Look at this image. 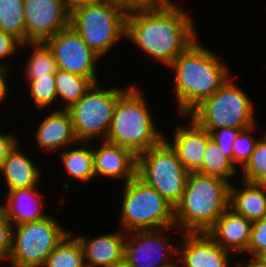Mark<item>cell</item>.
I'll return each instance as SVG.
<instances>
[{"mask_svg":"<svg viewBox=\"0 0 266 267\" xmlns=\"http://www.w3.org/2000/svg\"><path fill=\"white\" fill-rule=\"evenodd\" d=\"M232 78L189 114L209 133L220 128L245 130L256 124L253 101Z\"/></svg>","mask_w":266,"mask_h":267,"instance_id":"obj_7","label":"cell"},{"mask_svg":"<svg viewBox=\"0 0 266 267\" xmlns=\"http://www.w3.org/2000/svg\"><path fill=\"white\" fill-rule=\"evenodd\" d=\"M230 186L222 178L190 172L181 201L174 207L178 232L207 233L229 208Z\"/></svg>","mask_w":266,"mask_h":267,"instance_id":"obj_3","label":"cell"},{"mask_svg":"<svg viewBox=\"0 0 266 267\" xmlns=\"http://www.w3.org/2000/svg\"><path fill=\"white\" fill-rule=\"evenodd\" d=\"M167 267H179L178 262L176 261L173 265Z\"/></svg>","mask_w":266,"mask_h":267,"instance_id":"obj_44","label":"cell"},{"mask_svg":"<svg viewBox=\"0 0 266 267\" xmlns=\"http://www.w3.org/2000/svg\"><path fill=\"white\" fill-rule=\"evenodd\" d=\"M92 142L78 141L75 145L60 151L59 157L66 174L74 179L84 182H91L95 179L94 158ZM74 147V148H72ZM70 149V150H69Z\"/></svg>","mask_w":266,"mask_h":267,"instance_id":"obj_23","label":"cell"},{"mask_svg":"<svg viewBox=\"0 0 266 267\" xmlns=\"http://www.w3.org/2000/svg\"><path fill=\"white\" fill-rule=\"evenodd\" d=\"M140 89L136 84L129 85L118 98L104 140L130 149L136 156L158 145L165 135L158 130L146 96Z\"/></svg>","mask_w":266,"mask_h":267,"instance_id":"obj_4","label":"cell"},{"mask_svg":"<svg viewBox=\"0 0 266 267\" xmlns=\"http://www.w3.org/2000/svg\"><path fill=\"white\" fill-rule=\"evenodd\" d=\"M240 173L245 182L260 184L266 180V132L258 138L249 160L239 169Z\"/></svg>","mask_w":266,"mask_h":267,"instance_id":"obj_29","label":"cell"},{"mask_svg":"<svg viewBox=\"0 0 266 267\" xmlns=\"http://www.w3.org/2000/svg\"><path fill=\"white\" fill-rule=\"evenodd\" d=\"M241 130L234 128H220L210 132L211 138L218 144L221 151L233 162L232 144Z\"/></svg>","mask_w":266,"mask_h":267,"instance_id":"obj_34","label":"cell"},{"mask_svg":"<svg viewBox=\"0 0 266 267\" xmlns=\"http://www.w3.org/2000/svg\"><path fill=\"white\" fill-rule=\"evenodd\" d=\"M29 88L30 96L36 110L42 111L48 109V107L58 103L57 91L55 83V75H49V77H40L37 79L26 80Z\"/></svg>","mask_w":266,"mask_h":267,"instance_id":"obj_30","label":"cell"},{"mask_svg":"<svg viewBox=\"0 0 266 267\" xmlns=\"http://www.w3.org/2000/svg\"><path fill=\"white\" fill-rule=\"evenodd\" d=\"M186 123H179L174 128L173 140L167 139L166 135L164 140L174 150L182 165L189 172H196L202 165L207 141L211 136L189 115Z\"/></svg>","mask_w":266,"mask_h":267,"instance_id":"obj_15","label":"cell"},{"mask_svg":"<svg viewBox=\"0 0 266 267\" xmlns=\"http://www.w3.org/2000/svg\"><path fill=\"white\" fill-rule=\"evenodd\" d=\"M165 227L126 233L124 260L130 267H167L177 260V248ZM172 241V242H171Z\"/></svg>","mask_w":266,"mask_h":267,"instance_id":"obj_11","label":"cell"},{"mask_svg":"<svg viewBox=\"0 0 266 267\" xmlns=\"http://www.w3.org/2000/svg\"><path fill=\"white\" fill-rule=\"evenodd\" d=\"M249 261H244L241 262V260L235 261L236 263L234 264V267H266L262 264H260L255 258H247Z\"/></svg>","mask_w":266,"mask_h":267,"instance_id":"obj_40","label":"cell"},{"mask_svg":"<svg viewBox=\"0 0 266 267\" xmlns=\"http://www.w3.org/2000/svg\"><path fill=\"white\" fill-rule=\"evenodd\" d=\"M260 264L266 266V251H262L254 257Z\"/></svg>","mask_w":266,"mask_h":267,"instance_id":"obj_41","label":"cell"},{"mask_svg":"<svg viewBox=\"0 0 266 267\" xmlns=\"http://www.w3.org/2000/svg\"><path fill=\"white\" fill-rule=\"evenodd\" d=\"M240 186H230L229 208L251 222L266 215V193L260 184L241 181Z\"/></svg>","mask_w":266,"mask_h":267,"instance_id":"obj_22","label":"cell"},{"mask_svg":"<svg viewBox=\"0 0 266 267\" xmlns=\"http://www.w3.org/2000/svg\"><path fill=\"white\" fill-rule=\"evenodd\" d=\"M177 2L126 15V41L166 68L198 38L195 22ZM196 28V29H195Z\"/></svg>","mask_w":266,"mask_h":267,"instance_id":"obj_1","label":"cell"},{"mask_svg":"<svg viewBox=\"0 0 266 267\" xmlns=\"http://www.w3.org/2000/svg\"><path fill=\"white\" fill-rule=\"evenodd\" d=\"M262 251H266V215L258 221L252 222L250 241L247 251L249 258H254Z\"/></svg>","mask_w":266,"mask_h":267,"instance_id":"obj_32","label":"cell"},{"mask_svg":"<svg viewBox=\"0 0 266 267\" xmlns=\"http://www.w3.org/2000/svg\"><path fill=\"white\" fill-rule=\"evenodd\" d=\"M196 172L203 175L219 177L232 183L230 180L237 175V172L239 173V170L233 162L224 155L218 144L210 138L207 141L202 165Z\"/></svg>","mask_w":266,"mask_h":267,"instance_id":"obj_26","label":"cell"},{"mask_svg":"<svg viewBox=\"0 0 266 267\" xmlns=\"http://www.w3.org/2000/svg\"><path fill=\"white\" fill-rule=\"evenodd\" d=\"M42 267H85L81 244L72 231L48 255Z\"/></svg>","mask_w":266,"mask_h":267,"instance_id":"obj_27","label":"cell"},{"mask_svg":"<svg viewBox=\"0 0 266 267\" xmlns=\"http://www.w3.org/2000/svg\"><path fill=\"white\" fill-rule=\"evenodd\" d=\"M25 43L46 42L70 26V11L62 0H24Z\"/></svg>","mask_w":266,"mask_h":267,"instance_id":"obj_13","label":"cell"},{"mask_svg":"<svg viewBox=\"0 0 266 267\" xmlns=\"http://www.w3.org/2000/svg\"><path fill=\"white\" fill-rule=\"evenodd\" d=\"M9 71V69L0 68V104L3 100L5 101L6 95L8 96V92H10L8 89L9 84H7Z\"/></svg>","mask_w":266,"mask_h":267,"instance_id":"obj_38","label":"cell"},{"mask_svg":"<svg viewBox=\"0 0 266 267\" xmlns=\"http://www.w3.org/2000/svg\"><path fill=\"white\" fill-rule=\"evenodd\" d=\"M62 1L65 4L66 8L71 12L73 9L83 5L91 4L94 2H105L108 0H62Z\"/></svg>","mask_w":266,"mask_h":267,"instance_id":"obj_39","label":"cell"},{"mask_svg":"<svg viewBox=\"0 0 266 267\" xmlns=\"http://www.w3.org/2000/svg\"><path fill=\"white\" fill-rule=\"evenodd\" d=\"M21 47H31L32 49L28 60H26V67L24 66L25 73L23 77L26 80L55 75L57 70L56 61L51 49L45 42L23 43Z\"/></svg>","mask_w":266,"mask_h":267,"instance_id":"obj_25","label":"cell"},{"mask_svg":"<svg viewBox=\"0 0 266 267\" xmlns=\"http://www.w3.org/2000/svg\"><path fill=\"white\" fill-rule=\"evenodd\" d=\"M126 15L113 0L94 2L73 9L70 12V26L102 58L125 38Z\"/></svg>","mask_w":266,"mask_h":267,"instance_id":"obj_6","label":"cell"},{"mask_svg":"<svg viewBox=\"0 0 266 267\" xmlns=\"http://www.w3.org/2000/svg\"><path fill=\"white\" fill-rule=\"evenodd\" d=\"M81 244L85 267H110L124 259L126 232L103 233L93 239L75 236Z\"/></svg>","mask_w":266,"mask_h":267,"instance_id":"obj_18","label":"cell"},{"mask_svg":"<svg viewBox=\"0 0 266 267\" xmlns=\"http://www.w3.org/2000/svg\"><path fill=\"white\" fill-rule=\"evenodd\" d=\"M256 128L257 127L255 124L250 128L241 130L238 136L236 137L235 141L233 142L232 144L233 164L236 167L240 166L242 168L249 160L254 150L255 144L258 140V138L256 139L251 134V132H254Z\"/></svg>","mask_w":266,"mask_h":267,"instance_id":"obj_31","label":"cell"},{"mask_svg":"<svg viewBox=\"0 0 266 267\" xmlns=\"http://www.w3.org/2000/svg\"><path fill=\"white\" fill-rule=\"evenodd\" d=\"M252 222L227 208L207 234L223 249L234 255L245 253L251 235Z\"/></svg>","mask_w":266,"mask_h":267,"instance_id":"obj_19","label":"cell"},{"mask_svg":"<svg viewBox=\"0 0 266 267\" xmlns=\"http://www.w3.org/2000/svg\"><path fill=\"white\" fill-rule=\"evenodd\" d=\"M38 187L14 189L5 193V204L1 205L13 227L49 216L43 210V194L38 191Z\"/></svg>","mask_w":266,"mask_h":267,"instance_id":"obj_20","label":"cell"},{"mask_svg":"<svg viewBox=\"0 0 266 267\" xmlns=\"http://www.w3.org/2000/svg\"><path fill=\"white\" fill-rule=\"evenodd\" d=\"M18 143L9 153L8 157L0 168V174L4 178L7 192L20 189L39 186L42 178V169L31 159L30 153L26 154Z\"/></svg>","mask_w":266,"mask_h":267,"instance_id":"obj_21","label":"cell"},{"mask_svg":"<svg viewBox=\"0 0 266 267\" xmlns=\"http://www.w3.org/2000/svg\"><path fill=\"white\" fill-rule=\"evenodd\" d=\"M51 49L57 68L99 83L97 66L101 58L97 56L71 27L57 32L46 42Z\"/></svg>","mask_w":266,"mask_h":267,"instance_id":"obj_12","label":"cell"},{"mask_svg":"<svg viewBox=\"0 0 266 267\" xmlns=\"http://www.w3.org/2000/svg\"><path fill=\"white\" fill-rule=\"evenodd\" d=\"M17 139L18 138L15 136V134H12V132L3 133L0 131V168L2 167V164L8 157L9 153L19 143Z\"/></svg>","mask_w":266,"mask_h":267,"instance_id":"obj_37","label":"cell"},{"mask_svg":"<svg viewBox=\"0 0 266 267\" xmlns=\"http://www.w3.org/2000/svg\"><path fill=\"white\" fill-rule=\"evenodd\" d=\"M180 236L176 259L179 267H234L232 258L235 255L223 249L207 233H181Z\"/></svg>","mask_w":266,"mask_h":267,"instance_id":"obj_14","label":"cell"},{"mask_svg":"<svg viewBox=\"0 0 266 267\" xmlns=\"http://www.w3.org/2000/svg\"><path fill=\"white\" fill-rule=\"evenodd\" d=\"M126 14L153 10L165 5H168L174 1L172 0H113Z\"/></svg>","mask_w":266,"mask_h":267,"instance_id":"obj_35","label":"cell"},{"mask_svg":"<svg viewBox=\"0 0 266 267\" xmlns=\"http://www.w3.org/2000/svg\"><path fill=\"white\" fill-rule=\"evenodd\" d=\"M40 121L34 132L35 142L39 149L57 151L75 145V136L71 117L67 109L55 108Z\"/></svg>","mask_w":266,"mask_h":267,"instance_id":"obj_17","label":"cell"},{"mask_svg":"<svg viewBox=\"0 0 266 267\" xmlns=\"http://www.w3.org/2000/svg\"><path fill=\"white\" fill-rule=\"evenodd\" d=\"M120 228L126 233L175 226V208L137 175L123 184Z\"/></svg>","mask_w":266,"mask_h":267,"instance_id":"obj_5","label":"cell"},{"mask_svg":"<svg viewBox=\"0 0 266 267\" xmlns=\"http://www.w3.org/2000/svg\"><path fill=\"white\" fill-rule=\"evenodd\" d=\"M220 54L193 42L169 66L174 71V95L178 115L188 116L212 96L231 76Z\"/></svg>","mask_w":266,"mask_h":267,"instance_id":"obj_2","label":"cell"},{"mask_svg":"<svg viewBox=\"0 0 266 267\" xmlns=\"http://www.w3.org/2000/svg\"><path fill=\"white\" fill-rule=\"evenodd\" d=\"M189 173L164 139L137 156V176L174 207L181 201Z\"/></svg>","mask_w":266,"mask_h":267,"instance_id":"obj_10","label":"cell"},{"mask_svg":"<svg viewBox=\"0 0 266 267\" xmlns=\"http://www.w3.org/2000/svg\"><path fill=\"white\" fill-rule=\"evenodd\" d=\"M93 145L95 176L122 180L124 184L137 175V156L130 150L102 140Z\"/></svg>","mask_w":266,"mask_h":267,"instance_id":"obj_16","label":"cell"},{"mask_svg":"<svg viewBox=\"0 0 266 267\" xmlns=\"http://www.w3.org/2000/svg\"><path fill=\"white\" fill-rule=\"evenodd\" d=\"M260 185L264 188V191L266 193V180L260 183Z\"/></svg>","mask_w":266,"mask_h":267,"instance_id":"obj_43","label":"cell"},{"mask_svg":"<svg viewBox=\"0 0 266 267\" xmlns=\"http://www.w3.org/2000/svg\"><path fill=\"white\" fill-rule=\"evenodd\" d=\"M110 267H130L128 263L123 259L121 262L115 263Z\"/></svg>","mask_w":266,"mask_h":267,"instance_id":"obj_42","label":"cell"},{"mask_svg":"<svg viewBox=\"0 0 266 267\" xmlns=\"http://www.w3.org/2000/svg\"><path fill=\"white\" fill-rule=\"evenodd\" d=\"M12 224L0 202V265L9 259L11 251Z\"/></svg>","mask_w":266,"mask_h":267,"instance_id":"obj_33","label":"cell"},{"mask_svg":"<svg viewBox=\"0 0 266 267\" xmlns=\"http://www.w3.org/2000/svg\"><path fill=\"white\" fill-rule=\"evenodd\" d=\"M0 30L25 43L24 0H0Z\"/></svg>","mask_w":266,"mask_h":267,"instance_id":"obj_28","label":"cell"},{"mask_svg":"<svg viewBox=\"0 0 266 267\" xmlns=\"http://www.w3.org/2000/svg\"><path fill=\"white\" fill-rule=\"evenodd\" d=\"M100 84H93L78 102L67 109L78 141L105 140L117 100L128 89V86H110V89Z\"/></svg>","mask_w":266,"mask_h":267,"instance_id":"obj_9","label":"cell"},{"mask_svg":"<svg viewBox=\"0 0 266 267\" xmlns=\"http://www.w3.org/2000/svg\"><path fill=\"white\" fill-rule=\"evenodd\" d=\"M21 42L13 35L0 30V68L9 69L10 63H4L5 58H10L21 48ZM3 60V62H1Z\"/></svg>","mask_w":266,"mask_h":267,"instance_id":"obj_36","label":"cell"},{"mask_svg":"<svg viewBox=\"0 0 266 267\" xmlns=\"http://www.w3.org/2000/svg\"><path fill=\"white\" fill-rule=\"evenodd\" d=\"M49 214L12 227L10 267H42L48 255L71 232Z\"/></svg>","mask_w":266,"mask_h":267,"instance_id":"obj_8","label":"cell"},{"mask_svg":"<svg viewBox=\"0 0 266 267\" xmlns=\"http://www.w3.org/2000/svg\"><path fill=\"white\" fill-rule=\"evenodd\" d=\"M55 83L57 101H63L61 109H68L78 102L94 84L89 78L69 73L59 68L55 73Z\"/></svg>","mask_w":266,"mask_h":267,"instance_id":"obj_24","label":"cell"}]
</instances>
